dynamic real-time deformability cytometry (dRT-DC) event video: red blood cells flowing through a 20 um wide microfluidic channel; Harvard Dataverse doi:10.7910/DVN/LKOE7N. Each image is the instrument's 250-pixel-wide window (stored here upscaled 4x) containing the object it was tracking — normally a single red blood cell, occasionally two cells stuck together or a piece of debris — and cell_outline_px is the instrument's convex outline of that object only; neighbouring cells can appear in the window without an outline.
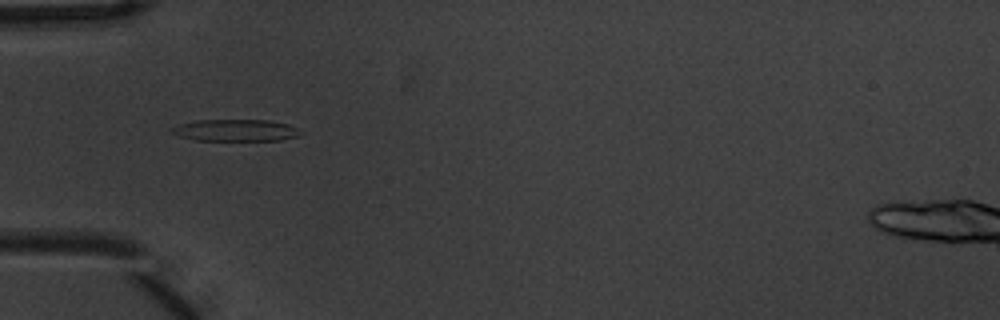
{"species": "common noctule bat (a hibernating species)", "species_latin": "Nyctalus noctula", "temperature_condition": "warm", "stored_images_in_passage": 3, "camera_frame_rate_fps": 3000, "um_per_image_px": 0.085, "animal": {"sex": "male", "body_mass_g": 20.1, "forearm_length_mm": 53.5}, "frame": {"image": 1, "passage_image": 1, "time_ms": 0.0, "image_size_px": [1000, 320], "cell_outline_px": [[300, 136], [280, 140], [196, 140], [180, 136], [168, 132], [168, 128], [180, 124], [196, 120], [268, 120], [288, 124], [296, 128]], "centroid_in_image_um": [19.95, 11.07], "position_along_channel_um": 65.0, "area_um2": 16.3}}
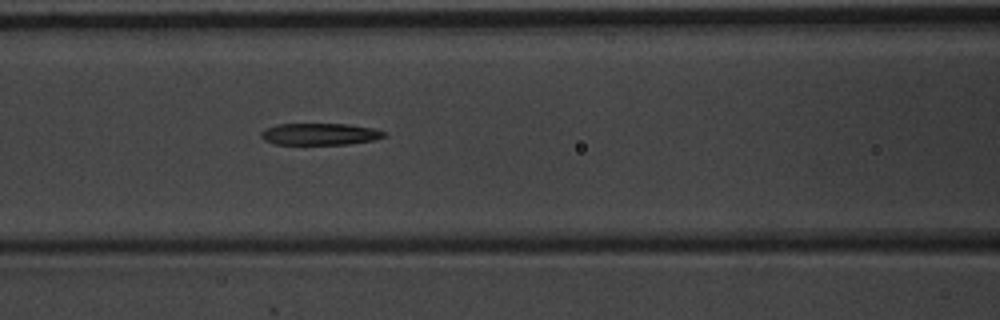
{"frame": {"image": 2, "passage_image": 3, "time_ms": 0.667, "image_size_px": [1000, 320], "cell_outline_px": [[388, 136], [376, 140], [348, 144], [276, 144], [264, 140], [260, 136], [260, 132], [264, 128], [276, 124], [348, 124], [372, 128], [388, 132]], "centroid_in_image_um": [27.22, 11.39], "position_along_channel_um": 139.4, "area_um2": 15.84}}